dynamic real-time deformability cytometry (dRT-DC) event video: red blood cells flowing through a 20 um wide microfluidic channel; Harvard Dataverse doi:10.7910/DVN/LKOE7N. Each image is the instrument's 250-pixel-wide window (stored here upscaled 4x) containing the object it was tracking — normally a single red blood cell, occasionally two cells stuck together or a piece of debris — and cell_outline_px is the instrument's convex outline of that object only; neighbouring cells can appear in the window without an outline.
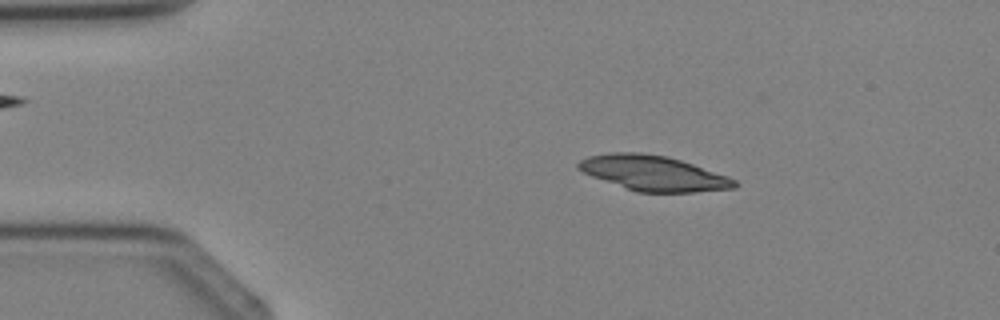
{"species": "Egyptian fruit bat (a non-hibernating species)", "species_latin": "Rousettus aegyptiacus", "temperature_condition": "cold", "stored_images_in_passage": 3, "camera_frame_rate_fps": 3000, "um_per_image_px": 0.085, "animal": {"sex": "female"}, "frame": {"image": 1, "passage_image": 2, "time_ms": 1.0, "image_size_px": [1000, 320], "cell_outline_px": [[740, 184], [736, 188], [692, 192], [636, 192], [592, 176], [576, 168], [576, 164], [580, 160], [588, 156], [608, 152], [640, 152], [668, 156], [728, 176], [736, 180]], "centroid_in_image_um": [55.53, 14.71], "position_along_channel_um": 29.5, "area_um2": 31.96}}